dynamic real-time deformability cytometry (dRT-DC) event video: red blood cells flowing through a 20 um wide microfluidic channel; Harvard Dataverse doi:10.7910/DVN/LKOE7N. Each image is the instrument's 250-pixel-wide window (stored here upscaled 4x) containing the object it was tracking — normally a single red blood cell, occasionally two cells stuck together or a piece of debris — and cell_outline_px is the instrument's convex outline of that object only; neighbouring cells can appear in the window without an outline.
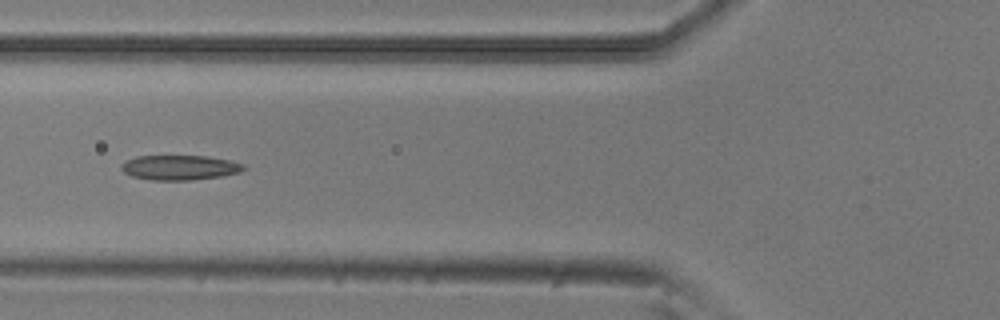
{"species": "common noctule bat (a hibernating species)", "species_latin": "Nyctalus noctula", "temperature_condition": "room temperature", "stored_images_in_passage": 4, "camera_frame_rate_fps": 3000, "um_per_image_px": 0.085, "animal": {"sex": "male", "body_mass_g": 20.5, "forearm_length_mm": 52.5}, "frame": {"image": 1, "passage_image": 4, "time_ms": 1.0, "image_size_px": [1000, 320], "cell_outline_px": [[244, 168], [240, 172], [224, 176], [192, 180], [152, 180], [132, 176], [124, 172], [120, 168], [120, 164], [124, 160], [136, 156], [208, 156], [228, 160], [244, 164]], "centroid_in_image_um": [15.24, 14.24], "position_along_channel_um": 110.6, "area_um2": 17.8}}